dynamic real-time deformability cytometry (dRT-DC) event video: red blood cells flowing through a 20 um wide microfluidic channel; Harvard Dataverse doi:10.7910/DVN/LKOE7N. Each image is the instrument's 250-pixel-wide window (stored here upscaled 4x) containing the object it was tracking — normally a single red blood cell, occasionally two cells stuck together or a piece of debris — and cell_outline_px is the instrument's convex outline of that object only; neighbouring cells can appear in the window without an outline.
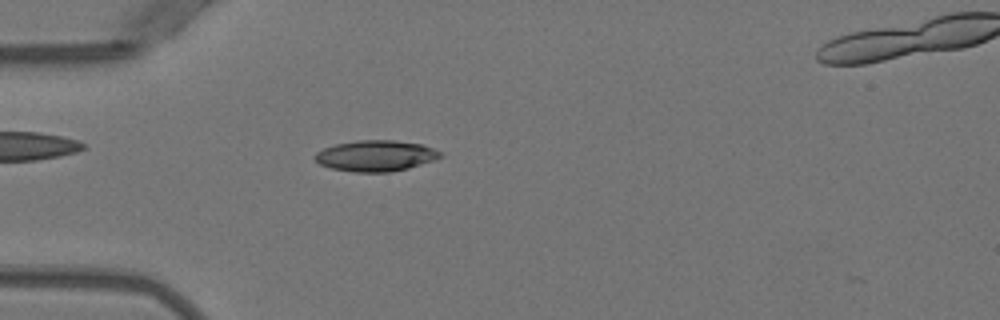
{"species": "Egyptian fruit bat (a non-hibernating species)", "species_latin": "Rousettus aegyptiacus", "temperature_condition": "warm", "stored_images_in_passage": 39, "camera_frame_rate_fps": 3000, "um_per_image_px": 0.085, "animal": {"sex": "female"}, "frame": {"image": 1, "passage_image": 10, "time_ms": 3.0, "image_size_px": [1000, 320], "cell_outline_px": [[444, 156], [408, 168], [388, 172], [352, 172], [332, 168], [320, 164], [312, 156], [316, 152], [324, 148], [336, 144], [360, 140], [392, 140], [420, 144], [444, 152]], "centroid_in_image_um": [31.93, 13.24], "position_along_channel_um": 53.1, "area_um2": 22.48}}
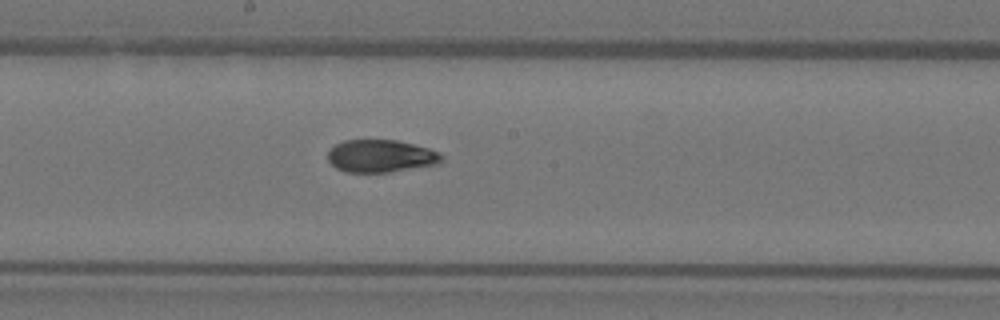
{"frame": {"image": 2, "passage_image": 23, "time_ms": 7.333, "image_size_px": [1000, 320], "cell_outline_px": [[444, 160], [440, 164], [388, 172], [348, 172], [336, 168], [328, 160], [328, 152], [336, 144], [344, 140], [396, 140], [428, 148], [440, 152], [444, 156]], "centroid_in_image_um": [32.41, 13.27], "position_along_channel_um": 215.8, "area_um2": 21.62}}
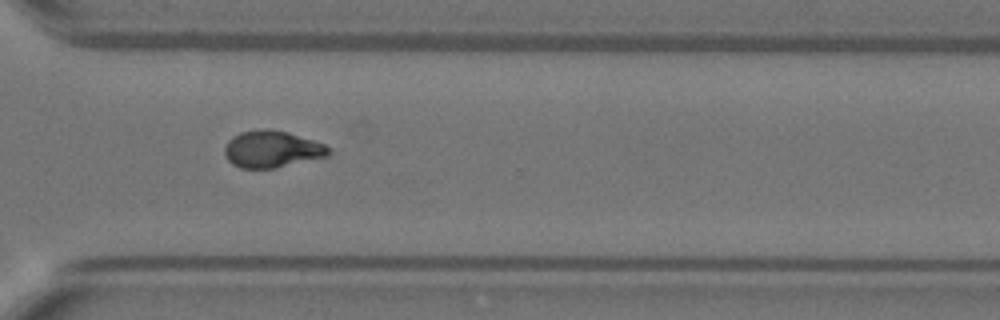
{"frame": {"image": 3, "passage_image": 33, "time_ms": 10.667, "image_size_px": [1000, 320], "cell_outline_px": [[332, 152], [328, 156], [276, 168], [240, 168], [232, 164], [224, 156], [224, 148], [228, 140], [232, 136], [240, 132], [264, 128], [268, 128], [288, 132], [324, 144], [332, 148]], "centroid_in_image_um": [23.11, 12.68], "position_along_channel_um": 347.5, "area_um2": 22.6}, "authors_computed_cell_mechanics": {"area_um2": 22.0218, "velocity_mm_per_s": 3.9689, "shape_relaxation_time_tau1_ms": 5.7296, "shape_relaxation_time_tau2_ms": 1.8738, "deformation_change_tau1": 0.1964, "deformation_change_tau2": 0.0584}}